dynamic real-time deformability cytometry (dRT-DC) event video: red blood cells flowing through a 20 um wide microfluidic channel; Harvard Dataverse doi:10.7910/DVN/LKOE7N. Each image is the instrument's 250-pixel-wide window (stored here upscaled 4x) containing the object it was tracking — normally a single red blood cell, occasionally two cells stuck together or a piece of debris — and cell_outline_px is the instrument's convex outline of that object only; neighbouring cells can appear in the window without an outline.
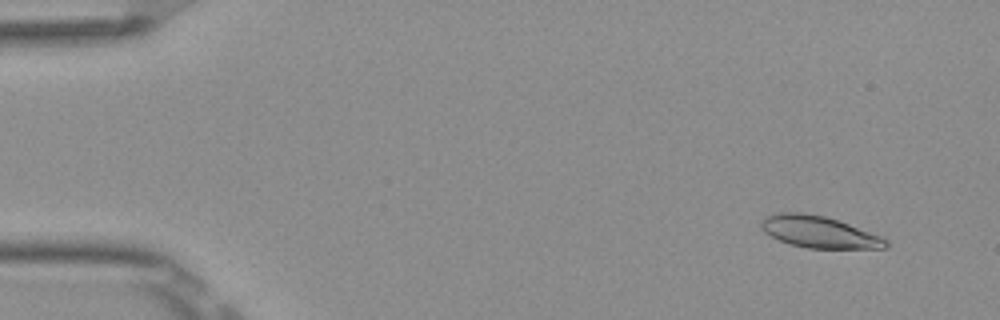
{"species": "Egyptian fruit bat (a non-hibernating species)", "species_latin": "Rousettus aegyptiacus", "temperature_condition": "room temperature", "stored_images_in_passage": 52, "camera_frame_rate_fps": 3000, "um_per_image_px": 0.085, "frame": {"image": 1, "passage_image": 4, "time_ms": 1.0, "image_size_px": [1000, 320], "cell_outline_px": [[888, 248], [808, 248], [788, 244], [764, 232], [760, 224], [764, 216], [780, 212], [804, 212], [824, 216], [848, 224], [880, 236], [888, 240]], "centroid_in_image_um": [69.58, 19.71], "position_along_channel_um": 15.4, "area_um2": 22.89}}
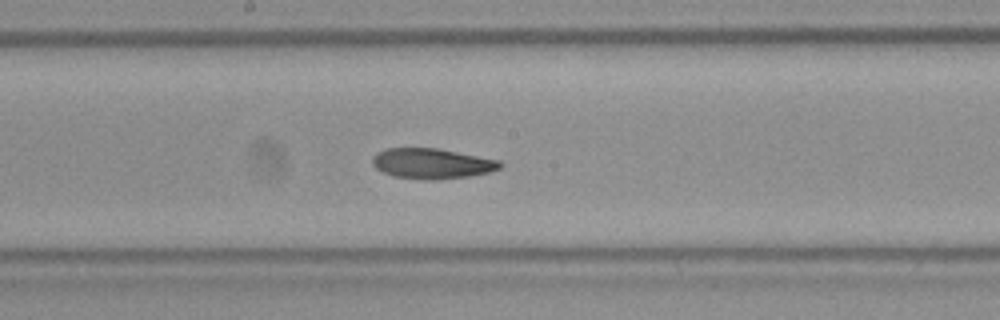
{"frame": {"image": 2, "passage_image": 28, "time_ms": 9.0, "image_size_px": [1000, 320], "cell_outline_px": [[504, 164], [500, 168], [488, 172], [468, 176], [436, 180], [428, 180], [396, 176], [384, 172], [376, 168], [372, 164], [372, 156], [376, 152], [384, 148], [440, 148], [500, 160]], "centroid_in_image_um": [36.72, 13.88], "position_along_channel_um": 211.5, "area_um2": 22.66}}
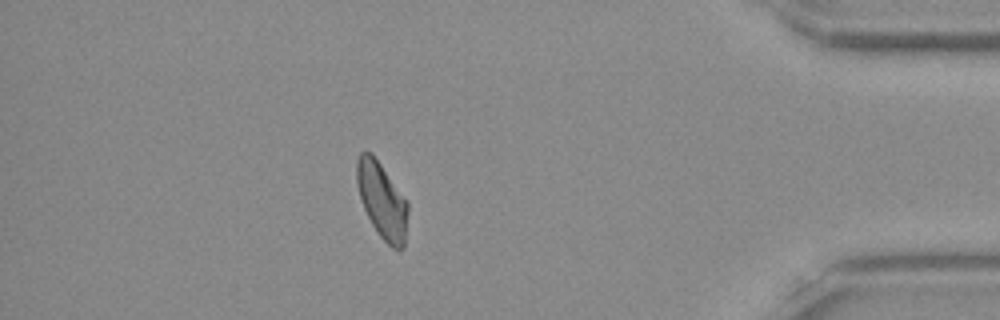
{"frame": {"image": 3, "passage_image": 46, "time_ms": 15.0, "image_size_px": [1000, 320], "cell_outline_px": [[408, 212], [404, 244], [400, 252], [392, 248], [380, 236], [372, 224], [360, 200], [356, 184], [356, 160], [360, 152], [372, 152], [408, 204]], "centroid_in_image_um": [32.44, 17.04], "position_along_channel_um": 402.8, "area_um2": 22.43}}